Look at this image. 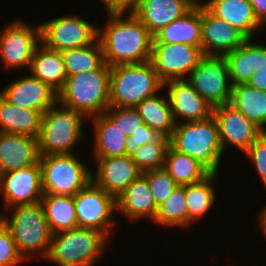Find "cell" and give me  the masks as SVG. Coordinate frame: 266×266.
Here are the masks:
<instances>
[{"label":"cell","mask_w":266,"mask_h":266,"mask_svg":"<svg viewBox=\"0 0 266 266\" xmlns=\"http://www.w3.org/2000/svg\"><path fill=\"white\" fill-rule=\"evenodd\" d=\"M98 37V27L77 15L54 17L40 23L41 43L52 50L80 48L94 43Z\"/></svg>","instance_id":"9"},{"label":"cell","mask_w":266,"mask_h":266,"mask_svg":"<svg viewBox=\"0 0 266 266\" xmlns=\"http://www.w3.org/2000/svg\"><path fill=\"white\" fill-rule=\"evenodd\" d=\"M230 104L266 132V92L248 84L232 87Z\"/></svg>","instance_id":"31"},{"label":"cell","mask_w":266,"mask_h":266,"mask_svg":"<svg viewBox=\"0 0 266 266\" xmlns=\"http://www.w3.org/2000/svg\"><path fill=\"white\" fill-rule=\"evenodd\" d=\"M110 239L99 230L74 228L52 234L49 251L43 260L58 266H94Z\"/></svg>","instance_id":"4"},{"label":"cell","mask_w":266,"mask_h":266,"mask_svg":"<svg viewBox=\"0 0 266 266\" xmlns=\"http://www.w3.org/2000/svg\"><path fill=\"white\" fill-rule=\"evenodd\" d=\"M110 69L101 68L66 78L58 92V103L85 115L87 118L103 114L109 107Z\"/></svg>","instance_id":"2"},{"label":"cell","mask_w":266,"mask_h":266,"mask_svg":"<svg viewBox=\"0 0 266 266\" xmlns=\"http://www.w3.org/2000/svg\"><path fill=\"white\" fill-rule=\"evenodd\" d=\"M186 80L212 108L231 101L233 86L224 57L204 56Z\"/></svg>","instance_id":"10"},{"label":"cell","mask_w":266,"mask_h":266,"mask_svg":"<svg viewBox=\"0 0 266 266\" xmlns=\"http://www.w3.org/2000/svg\"><path fill=\"white\" fill-rule=\"evenodd\" d=\"M161 135L145 123L128 137L125 156L134 157L141 146L155 142Z\"/></svg>","instance_id":"41"},{"label":"cell","mask_w":266,"mask_h":266,"mask_svg":"<svg viewBox=\"0 0 266 266\" xmlns=\"http://www.w3.org/2000/svg\"><path fill=\"white\" fill-rule=\"evenodd\" d=\"M95 139L93 142L94 158L103 159L109 157L124 156L128 137L115 127L104 115L100 114L92 118Z\"/></svg>","instance_id":"28"},{"label":"cell","mask_w":266,"mask_h":266,"mask_svg":"<svg viewBox=\"0 0 266 266\" xmlns=\"http://www.w3.org/2000/svg\"><path fill=\"white\" fill-rule=\"evenodd\" d=\"M9 212L10 217L3 215L1 211L0 216L4 227L12 234L18 252L25 260L31 259L34 253L40 258H45L49 251L52 232L41 203L13 206Z\"/></svg>","instance_id":"3"},{"label":"cell","mask_w":266,"mask_h":266,"mask_svg":"<svg viewBox=\"0 0 266 266\" xmlns=\"http://www.w3.org/2000/svg\"><path fill=\"white\" fill-rule=\"evenodd\" d=\"M243 154L256 168L266 189V132H263Z\"/></svg>","instance_id":"39"},{"label":"cell","mask_w":266,"mask_h":266,"mask_svg":"<svg viewBox=\"0 0 266 266\" xmlns=\"http://www.w3.org/2000/svg\"><path fill=\"white\" fill-rule=\"evenodd\" d=\"M170 145L197 160L210 173H217L223 156L218 125L213 116L202 121L175 124Z\"/></svg>","instance_id":"5"},{"label":"cell","mask_w":266,"mask_h":266,"mask_svg":"<svg viewBox=\"0 0 266 266\" xmlns=\"http://www.w3.org/2000/svg\"><path fill=\"white\" fill-rule=\"evenodd\" d=\"M161 92L144 99L135 108L138 111L143 122L154 129L161 136L171 138L175 121L167 93L160 95ZM165 98H164V97Z\"/></svg>","instance_id":"29"},{"label":"cell","mask_w":266,"mask_h":266,"mask_svg":"<svg viewBox=\"0 0 266 266\" xmlns=\"http://www.w3.org/2000/svg\"><path fill=\"white\" fill-rule=\"evenodd\" d=\"M61 55L67 77L101 68L105 64L98 39L84 47L63 50Z\"/></svg>","instance_id":"34"},{"label":"cell","mask_w":266,"mask_h":266,"mask_svg":"<svg viewBox=\"0 0 266 266\" xmlns=\"http://www.w3.org/2000/svg\"><path fill=\"white\" fill-rule=\"evenodd\" d=\"M39 158L37 138L0 132V173L35 165Z\"/></svg>","instance_id":"21"},{"label":"cell","mask_w":266,"mask_h":266,"mask_svg":"<svg viewBox=\"0 0 266 266\" xmlns=\"http://www.w3.org/2000/svg\"><path fill=\"white\" fill-rule=\"evenodd\" d=\"M204 57L201 48L188 44H152L151 63L165 83L186 79Z\"/></svg>","instance_id":"13"},{"label":"cell","mask_w":266,"mask_h":266,"mask_svg":"<svg viewBox=\"0 0 266 266\" xmlns=\"http://www.w3.org/2000/svg\"><path fill=\"white\" fill-rule=\"evenodd\" d=\"M41 167L39 162L27 168L0 173V197L4 208L17 205H33L43 196Z\"/></svg>","instance_id":"14"},{"label":"cell","mask_w":266,"mask_h":266,"mask_svg":"<svg viewBox=\"0 0 266 266\" xmlns=\"http://www.w3.org/2000/svg\"><path fill=\"white\" fill-rule=\"evenodd\" d=\"M0 95L19 108L43 113L58 102V93L31 74H24L6 85L0 90Z\"/></svg>","instance_id":"16"},{"label":"cell","mask_w":266,"mask_h":266,"mask_svg":"<svg viewBox=\"0 0 266 266\" xmlns=\"http://www.w3.org/2000/svg\"><path fill=\"white\" fill-rule=\"evenodd\" d=\"M253 7L257 20L264 26L266 25V0H248Z\"/></svg>","instance_id":"44"},{"label":"cell","mask_w":266,"mask_h":266,"mask_svg":"<svg viewBox=\"0 0 266 266\" xmlns=\"http://www.w3.org/2000/svg\"><path fill=\"white\" fill-rule=\"evenodd\" d=\"M259 227L262 230L263 234L265 235L266 238V206L262 208L260 214H259Z\"/></svg>","instance_id":"45"},{"label":"cell","mask_w":266,"mask_h":266,"mask_svg":"<svg viewBox=\"0 0 266 266\" xmlns=\"http://www.w3.org/2000/svg\"><path fill=\"white\" fill-rule=\"evenodd\" d=\"M43 193L75 196L92 181V171L76 154L40 156Z\"/></svg>","instance_id":"8"},{"label":"cell","mask_w":266,"mask_h":266,"mask_svg":"<svg viewBox=\"0 0 266 266\" xmlns=\"http://www.w3.org/2000/svg\"><path fill=\"white\" fill-rule=\"evenodd\" d=\"M107 13L133 12L141 0H100ZM130 10V11H129Z\"/></svg>","instance_id":"42"},{"label":"cell","mask_w":266,"mask_h":266,"mask_svg":"<svg viewBox=\"0 0 266 266\" xmlns=\"http://www.w3.org/2000/svg\"><path fill=\"white\" fill-rule=\"evenodd\" d=\"M57 102L42 117L37 137L40 156L73 154L74 146L84 141L85 115ZM73 149V150H72Z\"/></svg>","instance_id":"7"},{"label":"cell","mask_w":266,"mask_h":266,"mask_svg":"<svg viewBox=\"0 0 266 266\" xmlns=\"http://www.w3.org/2000/svg\"><path fill=\"white\" fill-rule=\"evenodd\" d=\"M247 84L255 89L266 92V63L254 73Z\"/></svg>","instance_id":"43"},{"label":"cell","mask_w":266,"mask_h":266,"mask_svg":"<svg viewBox=\"0 0 266 266\" xmlns=\"http://www.w3.org/2000/svg\"><path fill=\"white\" fill-rule=\"evenodd\" d=\"M169 145L170 139L160 136L155 142L141 146L134 155L133 161L142 173L162 168Z\"/></svg>","instance_id":"36"},{"label":"cell","mask_w":266,"mask_h":266,"mask_svg":"<svg viewBox=\"0 0 266 266\" xmlns=\"http://www.w3.org/2000/svg\"><path fill=\"white\" fill-rule=\"evenodd\" d=\"M41 43L40 24L30 26L23 20H13L0 32V59L9 69L29 70L36 47Z\"/></svg>","instance_id":"12"},{"label":"cell","mask_w":266,"mask_h":266,"mask_svg":"<svg viewBox=\"0 0 266 266\" xmlns=\"http://www.w3.org/2000/svg\"><path fill=\"white\" fill-rule=\"evenodd\" d=\"M201 3L213 15L236 27L247 38H253L255 31L265 27L257 20L248 0H207Z\"/></svg>","instance_id":"25"},{"label":"cell","mask_w":266,"mask_h":266,"mask_svg":"<svg viewBox=\"0 0 266 266\" xmlns=\"http://www.w3.org/2000/svg\"><path fill=\"white\" fill-rule=\"evenodd\" d=\"M77 225L92 228L111 236L113 213L117 212L116 198L91 181L74 196Z\"/></svg>","instance_id":"11"},{"label":"cell","mask_w":266,"mask_h":266,"mask_svg":"<svg viewBox=\"0 0 266 266\" xmlns=\"http://www.w3.org/2000/svg\"><path fill=\"white\" fill-rule=\"evenodd\" d=\"M43 114L12 105L0 95V132L37 138Z\"/></svg>","instance_id":"27"},{"label":"cell","mask_w":266,"mask_h":266,"mask_svg":"<svg viewBox=\"0 0 266 266\" xmlns=\"http://www.w3.org/2000/svg\"><path fill=\"white\" fill-rule=\"evenodd\" d=\"M252 41L253 38H248L240 47L224 56L232 86L247 84L266 63L265 43Z\"/></svg>","instance_id":"22"},{"label":"cell","mask_w":266,"mask_h":266,"mask_svg":"<svg viewBox=\"0 0 266 266\" xmlns=\"http://www.w3.org/2000/svg\"><path fill=\"white\" fill-rule=\"evenodd\" d=\"M107 15L106 25L98 26L97 37L105 63L112 67L150 61L153 36L144 24L132 12H126V16L124 13Z\"/></svg>","instance_id":"1"},{"label":"cell","mask_w":266,"mask_h":266,"mask_svg":"<svg viewBox=\"0 0 266 266\" xmlns=\"http://www.w3.org/2000/svg\"><path fill=\"white\" fill-rule=\"evenodd\" d=\"M198 0H141L132 12L154 36L163 27L189 12Z\"/></svg>","instance_id":"20"},{"label":"cell","mask_w":266,"mask_h":266,"mask_svg":"<svg viewBox=\"0 0 266 266\" xmlns=\"http://www.w3.org/2000/svg\"><path fill=\"white\" fill-rule=\"evenodd\" d=\"M247 39L236 27L217 18L202 4L201 50L204 56L224 57Z\"/></svg>","instance_id":"17"},{"label":"cell","mask_w":266,"mask_h":266,"mask_svg":"<svg viewBox=\"0 0 266 266\" xmlns=\"http://www.w3.org/2000/svg\"><path fill=\"white\" fill-rule=\"evenodd\" d=\"M142 175L147 179V184L158 207L178 186L163 167L143 172Z\"/></svg>","instance_id":"37"},{"label":"cell","mask_w":266,"mask_h":266,"mask_svg":"<svg viewBox=\"0 0 266 266\" xmlns=\"http://www.w3.org/2000/svg\"><path fill=\"white\" fill-rule=\"evenodd\" d=\"M154 223L166 227H188V207L185 185H178L171 195L158 207Z\"/></svg>","instance_id":"35"},{"label":"cell","mask_w":266,"mask_h":266,"mask_svg":"<svg viewBox=\"0 0 266 266\" xmlns=\"http://www.w3.org/2000/svg\"><path fill=\"white\" fill-rule=\"evenodd\" d=\"M202 3L163 27L153 36L152 44H188L201 48Z\"/></svg>","instance_id":"24"},{"label":"cell","mask_w":266,"mask_h":266,"mask_svg":"<svg viewBox=\"0 0 266 266\" xmlns=\"http://www.w3.org/2000/svg\"><path fill=\"white\" fill-rule=\"evenodd\" d=\"M164 89L151 61L119 64L110 69L109 106L135 108Z\"/></svg>","instance_id":"6"},{"label":"cell","mask_w":266,"mask_h":266,"mask_svg":"<svg viewBox=\"0 0 266 266\" xmlns=\"http://www.w3.org/2000/svg\"><path fill=\"white\" fill-rule=\"evenodd\" d=\"M163 168L178 185H191L202 181L210 172L192 157L169 145Z\"/></svg>","instance_id":"32"},{"label":"cell","mask_w":266,"mask_h":266,"mask_svg":"<svg viewBox=\"0 0 266 266\" xmlns=\"http://www.w3.org/2000/svg\"><path fill=\"white\" fill-rule=\"evenodd\" d=\"M30 74L48 84L57 93L63 88L67 74L60 51L52 50L40 43L33 54Z\"/></svg>","instance_id":"26"},{"label":"cell","mask_w":266,"mask_h":266,"mask_svg":"<svg viewBox=\"0 0 266 266\" xmlns=\"http://www.w3.org/2000/svg\"><path fill=\"white\" fill-rule=\"evenodd\" d=\"M217 173H210L202 181L185 185V195L188 207V227L194 223L195 220L202 219V217L211 209L216 202V195L214 181Z\"/></svg>","instance_id":"33"},{"label":"cell","mask_w":266,"mask_h":266,"mask_svg":"<svg viewBox=\"0 0 266 266\" xmlns=\"http://www.w3.org/2000/svg\"><path fill=\"white\" fill-rule=\"evenodd\" d=\"M96 163L92 181L115 198L142 175L133 158L125 155L96 159Z\"/></svg>","instance_id":"19"},{"label":"cell","mask_w":266,"mask_h":266,"mask_svg":"<svg viewBox=\"0 0 266 266\" xmlns=\"http://www.w3.org/2000/svg\"><path fill=\"white\" fill-rule=\"evenodd\" d=\"M25 259L18 252L12 234L4 227L0 228V266H17Z\"/></svg>","instance_id":"40"},{"label":"cell","mask_w":266,"mask_h":266,"mask_svg":"<svg viewBox=\"0 0 266 266\" xmlns=\"http://www.w3.org/2000/svg\"><path fill=\"white\" fill-rule=\"evenodd\" d=\"M3 226V221H2V218L0 216V228Z\"/></svg>","instance_id":"46"},{"label":"cell","mask_w":266,"mask_h":266,"mask_svg":"<svg viewBox=\"0 0 266 266\" xmlns=\"http://www.w3.org/2000/svg\"><path fill=\"white\" fill-rule=\"evenodd\" d=\"M40 203L52 234L78 227L74 196L44 193Z\"/></svg>","instance_id":"30"},{"label":"cell","mask_w":266,"mask_h":266,"mask_svg":"<svg viewBox=\"0 0 266 266\" xmlns=\"http://www.w3.org/2000/svg\"><path fill=\"white\" fill-rule=\"evenodd\" d=\"M212 116L218 125L223 153L228 145L244 153L263 133L258 126L230 103L214 107L212 109Z\"/></svg>","instance_id":"15"},{"label":"cell","mask_w":266,"mask_h":266,"mask_svg":"<svg viewBox=\"0 0 266 266\" xmlns=\"http://www.w3.org/2000/svg\"><path fill=\"white\" fill-rule=\"evenodd\" d=\"M173 118L176 124L202 121L212 116V107L202 98L186 79L164 83ZM181 120L179 121V119Z\"/></svg>","instance_id":"18"},{"label":"cell","mask_w":266,"mask_h":266,"mask_svg":"<svg viewBox=\"0 0 266 266\" xmlns=\"http://www.w3.org/2000/svg\"><path fill=\"white\" fill-rule=\"evenodd\" d=\"M103 114L127 137L144 124L136 108L109 106Z\"/></svg>","instance_id":"38"},{"label":"cell","mask_w":266,"mask_h":266,"mask_svg":"<svg viewBox=\"0 0 266 266\" xmlns=\"http://www.w3.org/2000/svg\"><path fill=\"white\" fill-rule=\"evenodd\" d=\"M117 212L127 220L145 219L154 221L158 206L151 194L147 179L140 175L116 198Z\"/></svg>","instance_id":"23"}]
</instances>
